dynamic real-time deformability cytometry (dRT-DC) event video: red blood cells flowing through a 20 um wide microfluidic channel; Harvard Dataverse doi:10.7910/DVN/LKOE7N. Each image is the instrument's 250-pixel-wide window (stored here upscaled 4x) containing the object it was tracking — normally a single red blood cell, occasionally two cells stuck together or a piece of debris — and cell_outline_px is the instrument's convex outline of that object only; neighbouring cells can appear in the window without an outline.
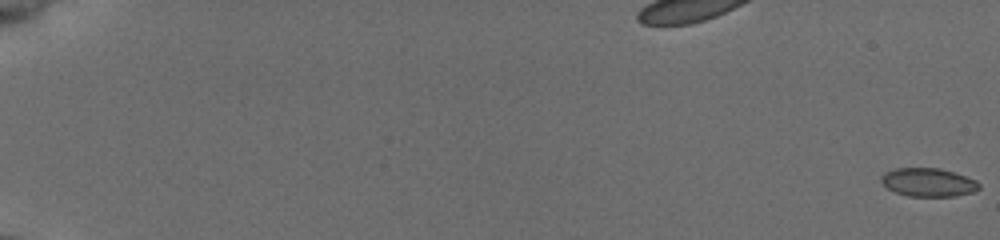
{"species": "common noctule bat (a hibernating species)", "species_latin": "Nyctalus noctula", "temperature_condition": "cold", "stored_images_in_passage": 56, "camera_frame_rate_fps": 3000, "um_per_image_px": 0.085, "animal": {"sex": "female", "body_mass_g": 19.5, "forearm_length_mm": 54.1}, "frame": {"image": 1, "passage_image": 1, "time_ms": 0.0, "image_size_px": [1000, 240], "cell_outline_px": [[980, 188], [972, 192], [956, 196], [908, 196], [896, 192], [888, 188], [880, 180], [880, 176], [884, 172], [896, 168], [940, 168], [976, 180], [980, 184]], "centroid_in_image_um": [78.89, 15.49], "position_along_channel_um": 6.1, "area_um2": 16.13}}
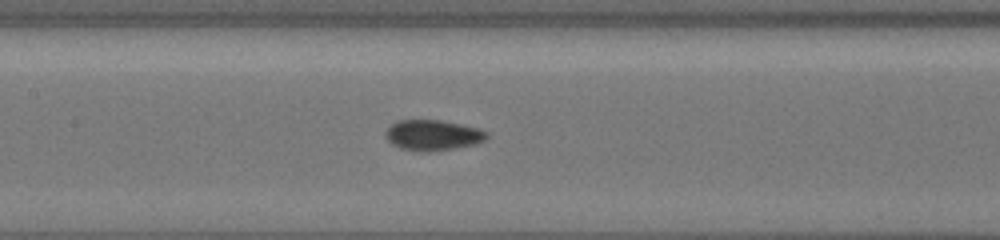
{"frame": {"image": 2, "passage_image": 30, "time_ms": 9.667, "image_size_px": [1000, 240], "cell_outline_px": [[488, 136], [484, 140], [476, 144], [428, 152], [420, 152], [400, 148], [392, 144], [384, 136], [384, 132], [392, 124], [400, 120], [440, 120], [480, 128], [488, 132]], "centroid_in_image_um": [36.78, 11.49], "position_along_channel_um": 170.6, "area_um2": 18.03}}
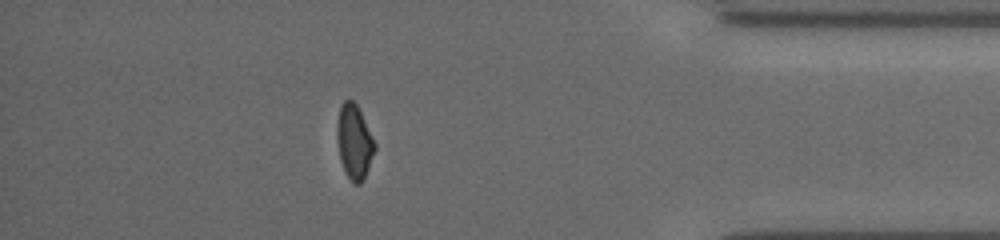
{"frame": {"image": 3, "passage_image": 50, "time_ms": 16.333, "image_size_px": [1000, 240], "cell_outline_px": [[376, 148], [368, 168], [360, 184], [356, 184], [348, 176], [340, 160], [336, 136], [336, 124], [340, 108], [344, 100], [352, 100], [356, 104], [376, 144]], "centroid_in_image_um": [30.09, 12.03], "position_along_channel_um": 405.1, "area_um2": 16.01}, "authors_computed_cell_mechanics": {"area_um2": 16.6464, "velocity_mm_per_s": 3.9422, "shape_relaxation_time_tau1_ms": 4.1592, "shape_relaxation_time_tau2_ms": 2.415, "deformation_change_tau1": 0.0914, "deformation_change_tau2": 0.05}}